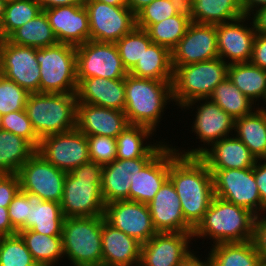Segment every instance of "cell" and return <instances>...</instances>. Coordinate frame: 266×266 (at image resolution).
Instances as JSON below:
<instances>
[{"instance_id": "cell-33", "label": "cell", "mask_w": 266, "mask_h": 266, "mask_svg": "<svg viewBox=\"0 0 266 266\" xmlns=\"http://www.w3.org/2000/svg\"><path fill=\"white\" fill-rule=\"evenodd\" d=\"M194 23L217 25L245 16L240 0H192Z\"/></svg>"}, {"instance_id": "cell-28", "label": "cell", "mask_w": 266, "mask_h": 266, "mask_svg": "<svg viewBox=\"0 0 266 266\" xmlns=\"http://www.w3.org/2000/svg\"><path fill=\"white\" fill-rule=\"evenodd\" d=\"M155 134L146 126L130 124L116 138V159L153 158L169 142L157 141Z\"/></svg>"}, {"instance_id": "cell-52", "label": "cell", "mask_w": 266, "mask_h": 266, "mask_svg": "<svg viewBox=\"0 0 266 266\" xmlns=\"http://www.w3.org/2000/svg\"><path fill=\"white\" fill-rule=\"evenodd\" d=\"M197 250L194 251V249L186 255L176 266H211L209 255L206 253V257L204 255L199 256L197 255Z\"/></svg>"}, {"instance_id": "cell-51", "label": "cell", "mask_w": 266, "mask_h": 266, "mask_svg": "<svg viewBox=\"0 0 266 266\" xmlns=\"http://www.w3.org/2000/svg\"><path fill=\"white\" fill-rule=\"evenodd\" d=\"M250 62L266 70V35L256 33Z\"/></svg>"}, {"instance_id": "cell-44", "label": "cell", "mask_w": 266, "mask_h": 266, "mask_svg": "<svg viewBox=\"0 0 266 266\" xmlns=\"http://www.w3.org/2000/svg\"><path fill=\"white\" fill-rule=\"evenodd\" d=\"M2 130L26 139L36 150L40 139L36 135L26 110L10 112L2 116Z\"/></svg>"}, {"instance_id": "cell-11", "label": "cell", "mask_w": 266, "mask_h": 266, "mask_svg": "<svg viewBox=\"0 0 266 266\" xmlns=\"http://www.w3.org/2000/svg\"><path fill=\"white\" fill-rule=\"evenodd\" d=\"M77 81L99 77L122 79L128 75L116 43L87 41L76 46Z\"/></svg>"}, {"instance_id": "cell-62", "label": "cell", "mask_w": 266, "mask_h": 266, "mask_svg": "<svg viewBox=\"0 0 266 266\" xmlns=\"http://www.w3.org/2000/svg\"><path fill=\"white\" fill-rule=\"evenodd\" d=\"M2 114L0 113V131L2 130Z\"/></svg>"}, {"instance_id": "cell-59", "label": "cell", "mask_w": 266, "mask_h": 266, "mask_svg": "<svg viewBox=\"0 0 266 266\" xmlns=\"http://www.w3.org/2000/svg\"><path fill=\"white\" fill-rule=\"evenodd\" d=\"M111 6H127V0H97Z\"/></svg>"}, {"instance_id": "cell-14", "label": "cell", "mask_w": 266, "mask_h": 266, "mask_svg": "<svg viewBox=\"0 0 266 266\" xmlns=\"http://www.w3.org/2000/svg\"><path fill=\"white\" fill-rule=\"evenodd\" d=\"M0 75L29 93H38L41 74L36 48L0 39Z\"/></svg>"}, {"instance_id": "cell-34", "label": "cell", "mask_w": 266, "mask_h": 266, "mask_svg": "<svg viewBox=\"0 0 266 266\" xmlns=\"http://www.w3.org/2000/svg\"><path fill=\"white\" fill-rule=\"evenodd\" d=\"M211 266H259L262 262L252 241L209 246Z\"/></svg>"}, {"instance_id": "cell-24", "label": "cell", "mask_w": 266, "mask_h": 266, "mask_svg": "<svg viewBox=\"0 0 266 266\" xmlns=\"http://www.w3.org/2000/svg\"><path fill=\"white\" fill-rule=\"evenodd\" d=\"M209 170L253 168L257 159L235 135L212 143L198 156Z\"/></svg>"}, {"instance_id": "cell-56", "label": "cell", "mask_w": 266, "mask_h": 266, "mask_svg": "<svg viewBox=\"0 0 266 266\" xmlns=\"http://www.w3.org/2000/svg\"><path fill=\"white\" fill-rule=\"evenodd\" d=\"M245 16H251L255 11L266 6V0H240Z\"/></svg>"}, {"instance_id": "cell-60", "label": "cell", "mask_w": 266, "mask_h": 266, "mask_svg": "<svg viewBox=\"0 0 266 266\" xmlns=\"http://www.w3.org/2000/svg\"><path fill=\"white\" fill-rule=\"evenodd\" d=\"M5 7H6V2L3 0H0V24L2 23L3 18H4Z\"/></svg>"}, {"instance_id": "cell-19", "label": "cell", "mask_w": 266, "mask_h": 266, "mask_svg": "<svg viewBox=\"0 0 266 266\" xmlns=\"http://www.w3.org/2000/svg\"><path fill=\"white\" fill-rule=\"evenodd\" d=\"M192 241V233L158 232L141 245L139 266H176L193 250Z\"/></svg>"}, {"instance_id": "cell-2", "label": "cell", "mask_w": 266, "mask_h": 266, "mask_svg": "<svg viewBox=\"0 0 266 266\" xmlns=\"http://www.w3.org/2000/svg\"><path fill=\"white\" fill-rule=\"evenodd\" d=\"M125 110L128 123L142 125L157 132L168 105L173 103L172 80L125 77Z\"/></svg>"}, {"instance_id": "cell-35", "label": "cell", "mask_w": 266, "mask_h": 266, "mask_svg": "<svg viewBox=\"0 0 266 266\" xmlns=\"http://www.w3.org/2000/svg\"><path fill=\"white\" fill-rule=\"evenodd\" d=\"M17 233L24 240L26 247L38 265H61L60 261L63 262L64 260L62 236H48L30 229Z\"/></svg>"}, {"instance_id": "cell-5", "label": "cell", "mask_w": 266, "mask_h": 266, "mask_svg": "<svg viewBox=\"0 0 266 266\" xmlns=\"http://www.w3.org/2000/svg\"><path fill=\"white\" fill-rule=\"evenodd\" d=\"M76 94L30 93L25 110L38 138L76 128Z\"/></svg>"}, {"instance_id": "cell-43", "label": "cell", "mask_w": 266, "mask_h": 266, "mask_svg": "<svg viewBox=\"0 0 266 266\" xmlns=\"http://www.w3.org/2000/svg\"><path fill=\"white\" fill-rule=\"evenodd\" d=\"M29 92L14 81L0 75V113L25 110Z\"/></svg>"}, {"instance_id": "cell-64", "label": "cell", "mask_w": 266, "mask_h": 266, "mask_svg": "<svg viewBox=\"0 0 266 266\" xmlns=\"http://www.w3.org/2000/svg\"><path fill=\"white\" fill-rule=\"evenodd\" d=\"M3 1H5L7 3V2H10V1H13V0H3Z\"/></svg>"}, {"instance_id": "cell-61", "label": "cell", "mask_w": 266, "mask_h": 266, "mask_svg": "<svg viewBox=\"0 0 266 266\" xmlns=\"http://www.w3.org/2000/svg\"><path fill=\"white\" fill-rule=\"evenodd\" d=\"M257 108L266 115V94L262 102L257 106Z\"/></svg>"}, {"instance_id": "cell-16", "label": "cell", "mask_w": 266, "mask_h": 266, "mask_svg": "<svg viewBox=\"0 0 266 266\" xmlns=\"http://www.w3.org/2000/svg\"><path fill=\"white\" fill-rule=\"evenodd\" d=\"M105 221L126 235L144 244L156 233L147 204L120 200L105 204Z\"/></svg>"}, {"instance_id": "cell-32", "label": "cell", "mask_w": 266, "mask_h": 266, "mask_svg": "<svg viewBox=\"0 0 266 266\" xmlns=\"http://www.w3.org/2000/svg\"><path fill=\"white\" fill-rule=\"evenodd\" d=\"M128 73L138 78L173 80L171 51L152 43Z\"/></svg>"}, {"instance_id": "cell-63", "label": "cell", "mask_w": 266, "mask_h": 266, "mask_svg": "<svg viewBox=\"0 0 266 266\" xmlns=\"http://www.w3.org/2000/svg\"><path fill=\"white\" fill-rule=\"evenodd\" d=\"M259 266H266V264L265 263H261Z\"/></svg>"}, {"instance_id": "cell-38", "label": "cell", "mask_w": 266, "mask_h": 266, "mask_svg": "<svg viewBox=\"0 0 266 266\" xmlns=\"http://www.w3.org/2000/svg\"><path fill=\"white\" fill-rule=\"evenodd\" d=\"M209 99L234 119L249 115L257 108L228 78L216 86Z\"/></svg>"}, {"instance_id": "cell-39", "label": "cell", "mask_w": 266, "mask_h": 266, "mask_svg": "<svg viewBox=\"0 0 266 266\" xmlns=\"http://www.w3.org/2000/svg\"><path fill=\"white\" fill-rule=\"evenodd\" d=\"M43 10L37 0H13L6 3L0 24V39H7L15 30L35 18Z\"/></svg>"}, {"instance_id": "cell-7", "label": "cell", "mask_w": 266, "mask_h": 266, "mask_svg": "<svg viewBox=\"0 0 266 266\" xmlns=\"http://www.w3.org/2000/svg\"><path fill=\"white\" fill-rule=\"evenodd\" d=\"M228 64L221 58L177 66L173 69L172 98L177 109L196 99L209 98L227 78Z\"/></svg>"}, {"instance_id": "cell-3", "label": "cell", "mask_w": 266, "mask_h": 266, "mask_svg": "<svg viewBox=\"0 0 266 266\" xmlns=\"http://www.w3.org/2000/svg\"><path fill=\"white\" fill-rule=\"evenodd\" d=\"M255 217L248 209L214 196L202 220L193 229V242L198 238L199 241L203 239L202 242L208 239L206 244L212 246L250 241Z\"/></svg>"}, {"instance_id": "cell-12", "label": "cell", "mask_w": 266, "mask_h": 266, "mask_svg": "<svg viewBox=\"0 0 266 266\" xmlns=\"http://www.w3.org/2000/svg\"><path fill=\"white\" fill-rule=\"evenodd\" d=\"M90 40L116 43L136 27V15L127 6H111L97 0H85Z\"/></svg>"}, {"instance_id": "cell-20", "label": "cell", "mask_w": 266, "mask_h": 266, "mask_svg": "<svg viewBox=\"0 0 266 266\" xmlns=\"http://www.w3.org/2000/svg\"><path fill=\"white\" fill-rule=\"evenodd\" d=\"M58 43L78 46L90 40L88 13L84 4L43 10Z\"/></svg>"}, {"instance_id": "cell-55", "label": "cell", "mask_w": 266, "mask_h": 266, "mask_svg": "<svg viewBox=\"0 0 266 266\" xmlns=\"http://www.w3.org/2000/svg\"><path fill=\"white\" fill-rule=\"evenodd\" d=\"M250 17L256 33L266 35V6L255 11Z\"/></svg>"}, {"instance_id": "cell-36", "label": "cell", "mask_w": 266, "mask_h": 266, "mask_svg": "<svg viewBox=\"0 0 266 266\" xmlns=\"http://www.w3.org/2000/svg\"><path fill=\"white\" fill-rule=\"evenodd\" d=\"M37 150L24 138L0 131V174H17Z\"/></svg>"}, {"instance_id": "cell-37", "label": "cell", "mask_w": 266, "mask_h": 266, "mask_svg": "<svg viewBox=\"0 0 266 266\" xmlns=\"http://www.w3.org/2000/svg\"><path fill=\"white\" fill-rule=\"evenodd\" d=\"M7 40L17 45L37 49L58 43L44 11L15 30Z\"/></svg>"}, {"instance_id": "cell-18", "label": "cell", "mask_w": 266, "mask_h": 266, "mask_svg": "<svg viewBox=\"0 0 266 266\" xmlns=\"http://www.w3.org/2000/svg\"><path fill=\"white\" fill-rule=\"evenodd\" d=\"M172 67L219 58L216 25L191 22L184 37L171 51Z\"/></svg>"}, {"instance_id": "cell-15", "label": "cell", "mask_w": 266, "mask_h": 266, "mask_svg": "<svg viewBox=\"0 0 266 266\" xmlns=\"http://www.w3.org/2000/svg\"><path fill=\"white\" fill-rule=\"evenodd\" d=\"M37 152L66 173L90 161L87 138L77 128L42 138Z\"/></svg>"}, {"instance_id": "cell-58", "label": "cell", "mask_w": 266, "mask_h": 266, "mask_svg": "<svg viewBox=\"0 0 266 266\" xmlns=\"http://www.w3.org/2000/svg\"><path fill=\"white\" fill-rule=\"evenodd\" d=\"M154 0H127V7L136 15L145 6Z\"/></svg>"}, {"instance_id": "cell-42", "label": "cell", "mask_w": 266, "mask_h": 266, "mask_svg": "<svg viewBox=\"0 0 266 266\" xmlns=\"http://www.w3.org/2000/svg\"><path fill=\"white\" fill-rule=\"evenodd\" d=\"M0 266H38L17 233L0 237Z\"/></svg>"}, {"instance_id": "cell-21", "label": "cell", "mask_w": 266, "mask_h": 266, "mask_svg": "<svg viewBox=\"0 0 266 266\" xmlns=\"http://www.w3.org/2000/svg\"><path fill=\"white\" fill-rule=\"evenodd\" d=\"M148 208L157 232L193 233V227L185 220L176 189L168 178Z\"/></svg>"}, {"instance_id": "cell-31", "label": "cell", "mask_w": 266, "mask_h": 266, "mask_svg": "<svg viewBox=\"0 0 266 266\" xmlns=\"http://www.w3.org/2000/svg\"><path fill=\"white\" fill-rule=\"evenodd\" d=\"M234 135L257 160L266 159V115L258 108L249 115L235 119Z\"/></svg>"}, {"instance_id": "cell-48", "label": "cell", "mask_w": 266, "mask_h": 266, "mask_svg": "<svg viewBox=\"0 0 266 266\" xmlns=\"http://www.w3.org/2000/svg\"><path fill=\"white\" fill-rule=\"evenodd\" d=\"M20 190L18 174H0V207H9Z\"/></svg>"}, {"instance_id": "cell-22", "label": "cell", "mask_w": 266, "mask_h": 266, "mask_svg": "<svg viewBox=\"0 0 266 266\" xmlns=\"http://www.w3.org/2000/svg\"><path fill=\"white\" fill-rule=\"evenodd\" d=\"M130 124L124 111L85 103L76 104V128L85 136H117Z\"/></svg>"}, {"instance_id": "cell-13", "label": "cell", "mask_w": 266, "mask_h": 266, "mask_svg": "<svg viewBox=\"0 0 266 266\" xmlns=\"http://www.w3.org/2000/svg\"><path fill=\"white\" fill-rule=\"evenodd\" d=\"M17 174L21 191L36 194L44 201L61 202L67 173L49 163L37 151Z\"/></svg>"}, {"instance_id": "cell-53", "label": "cell", "mask_w": 266, "mask_h": 266, "mask_svg": "<svg viewBox=\"0 0 266 266\" xmlns=\"http://www.w3.org/2000/svg\"><path fill=\"white\" fill-rule=\"evenodd\" d=\"M176 13L194 23L192 0H170Z\"/></svg>"}, {"instance_id": "cell-57", "label": "cell", "mask_w": 266, "mask_h": 266, "mask_svg": "<svg viewBox=\"0 0 266 266\" xmlns=\"http://www.w3.org/2000/svg\"><path fill=\"white\" fill-rule=\"evenodd\" d=\"M42 10L58 7V6H68V5H75V4H84L85 0H37Z\"/></svg>"}, {"instance_id": "cell-25", "label": "cell", "mask_w": 266, "mask_h": 266, "mask_svg": "<svg viewBox=\"0 0 266 266\" xmlns=\"http://www.w3.org/2000/svg\"><path fill=\"white\" fill-rule=\"evenodd\" d=\"M152 158L115 159L103 166L101 192L105 204L129 200L130 184L136 173Z\"/></svg>"}, {"instance_id": "cell-47", "label": "cell", "mask_w": 266, "mask_h": 266, "mask_svg": "<svg viewBox=\"0 0 266 266\" xmlns=\"http://www.w3.org/2000/svg\"><path fill=\"white\" fill-rule=\"evenodd\" d=\"M28 212L29 202L26 198V192L20 190L8 207L9 219L17 232L26 230Z\"/></svg>"}, {"instance_id": "cell-23", "label": "cell", "mask_w": 266, "mask_h": 266, "mask_svg": "<svg viewBox=\"0 0 266 266\" xmlns=\"http://www.w3.org/2000/svg\"><path fill=\"white\" fill-rule=\"evenodd\" d=\"M170 142L136 173L130 184L129 200L148 204L169 178Z\"/></svg>"}, {"instance_id": "cell-30", "label": "cell", "mask_w": 266, "mask_h": 266, "mask_svg": "<svg viewBox=\"0 0 266 266\" xmlns=\"http://www.w3.org/2000/svg\"><path fill=\"white\" fill-rule=\"evenodd\" d=\"M227 78L256 106L266 94V70L251 62L228 65Z\"/></svg>"}, {"instance_id": "cell-49", "label": "cell", "mask_w": 266, "mask_h": 266, "mask_svg": "<svg viewBox=\"0 0 266 266\" xmlns=\"http://www.w3.org/2000/svg\"><path fill=\"white\" fill-rule=\"evenodd\" d=\"M251 241L261 262L266 264V214L255 217Z\"/></svg>"}, {"instance_id": "cell-1", "label": "cell", "mask_w": 266, "mask_h": 266, "mask_svg": "<svg viewBox=\"0 0 266 266\" xmlns=\"http://www.w3.org/2000/svg\"><path fill=\"white\" fill-rule=\"evenodd\" d=\"M169 179L180 199L185 220L195 228L215 196L212 173L198 156L179 155L171 143Z\"/></svg>"}, {"instance_id": "cell-46", "label": "cell", "mask_w": 266, "mask_h": 266, "mask_svg": "<svg viewBox=\"0 0 266 266\" xmlns=\"http://www.w3.org/2000/svg\"><path fill=\"white\" fill-rule=\"evenodd\" d=\"M90 161L101 165L112 163L116 159V138L109 136H86Z\"/></svg>"}, {"instance_id": "cell-50", "label": "cell", "mask_w": 266, "mask_h": 266, "mask_svg": "<svg viewBox=\"0 0 266 266\" xmlns=\"http://www.w3.org/2000/svg\"><path fill=\"white\" fill-rule=\"evenodd\" d=\"M254 177L260 193L262 214H266V159L256 161L254 165Z\"/></svg>"}, {"instance_id": "cell-4", "label": "cell", "mask_w": 266, "mask_h": 266, "mask_svg": "<svg viewBox=\"0 0 266 266\" xmlns=\"http://www.w3.org/2000/svg\"><path fill=\"white\" fill-rule=\"evenodd\" d=\"M103 165L89 161L65 176L60 206L65 218L104 216Z\"/></svg>"}, {"instance_id": "cell-9", "label": "cell", "mask_w": 266, "mask_h": 266, "mask_svg": "<svg viewBox=\"0 0 266 266\" xmlns=\"http://www.w3.org/2000/svg\"><path fill=\"white\" fill-rule=\"evenodd\" d=\"M36 59L41 74L39 92L76 94V46L57 43L36 48Z\"/></svg>"}, {"instance_id": "cell-8", "label": "cell", "mask_w": 266, "mask_h": 266, "mask_svg": "<svg viewBox=\"0 0 266 266\" xmlns=\"http://www.w3.org/2000/svg\"><path fill=\"white\" fill-rule=\"evenodd\" d=\"M180 109L183 112L190 110L191 113H194L190 115L191 117L194 115L195 118L192 117L191 130L188 131L194 133L193 136L196 134L195 141L199 139L200 143L197 147H188L189 149L174 144L173 147L179 155L199 156L212 143L234 135L235 119L209 98L193 100ZM200 144L201 146H199Z\"/></svg>"}, {"instance_id": "cell-41", "label": "cell", "mask_w": 266, "mask_h": 266, "mask_svg": "<svg viewBox=\"0 0 266 266\" xmlns=\"http://www.w3.org/2000/svg\"><path fill=\"white\" fill-rule=\"evenodd\" d=\"M145 29L135 27L116 42L124 68L129 72L152 44Z\"/></svg>"}, {"instance_id": "cell-54", "label": "cell", "mask_w": 266, "mask_h": 266, "mask_svg": "<svg viewBox=\"0 0 266 266\" xmlns=\"http://www.w3.org/2000/svg\"><path fill=\"white\" fill-rule=\"evenodd\" d=\"M17 234L9 219L8 207H0V237Z\"/></svg>"}, {"instance_id": "cell-17", "label": "cell", "mask_w": 266, "mask_h": 266, "mask_svg": "<svg viewBox=\"0 0 266 266\" xmlns=\"http://www.w3.org/2000/svg\"><path fill=\"white\" fill-rule=\"evenodd\" d=\"M219 58L228 65L250 62L256 37L251 17L216 25Z\"/></svg>"}, {"instance_id": "cell-45", "label": "cell", "mask_w": 266, "mask_h": 266, "mask_svg": "<svg viewBox=\"0 0 266 266\" xmlns=\"http://www.w3.org/2000/svg\"><path fill=\"white\" fill-rule=\"evenodd\" d=\"M177 15L170 0H154L136 14V27L147 29L169 17Z\"/></svg>"}, {"instance_id": "cell-26", "label": "cell", "mask_w": 266, "mask_h": 266, "mask_svg": "<svg viewBox=\"0 0 266 266\" xmlns=\"http://www.w3.org/2000/svg\"><path fill=\"white\" fill-rule=\"evenodd\" d=\"M77 103L125 110V78L107 79L91 77L81 79L76 89Z\"/></svg>"}, {"instance_id": "cell-40", "label": "cell", "mask_w": 266, "mask_h": 266, "mask_svg": "<svg viewBox=\"0 0 266 266\" xmlns=\"http://www.w3.org/2000/svg\"><path fill=\"white\" fill-rule=\"evenodd\" d=\"M191 22L179 14L150 25L146 32L153 43L161 45L172 51L184 37L186 29Z\"/></svg>"}, {"instance_id": "cell-29", "label": "cell", "mask_w": 266, "mask_h": 266, "mask_svg": "<svg viewBox=\"0 0 266 266\" xmlns=\"http://www.w3.org/2000/svg\"><path fill=\"white\" fill-rule=\"evenodd\" d=\"M29 212L26 219V230L48 236H62L64 215L60 203L44 201L36 194L26 192Z\"/></svg>"}, {"instance_id": "cell-6", "label": "cell", "mask_w": 266, "mask_h": 266, "mask_svg": "<svg viewBox=\"0 0 266 266\" xmlns=\"http://www.w3.org/2000/svg\"><path fill=\"white\" fill-rule=\"evenodd\" d=\"M104 216L65 218L62 226L64 260L72 266H102Z\"/></svg>"}, {"instance_id": "cell-10", "label": "cell", "mask_w": 266, "mask_h": 266, "mask_svg": "<svg viewBox=\"0 0 266 266\" xmlns=\"http://www.w3.org/2000/svg\"><path fill=\"white\" fill-rule=\"evenodd\" d=\"M212 173L214 195L262 215L260 193L254 177V167L247 169L209 170Z\"/></svg>"}, {"instance_id": "cell-27", "label": "cell", "mask_w": 266, "mask_h": 266, "mask_svg": "<svg viewBox=\"0 0 266 266\" xmlns=\"http://www.w3.org/2000/svg\"><path fill=\"white\" fill-rule=\"evenodd\" d=\"M141 243L102 222V266H139Z\"/></svg>"}]
</instances>
